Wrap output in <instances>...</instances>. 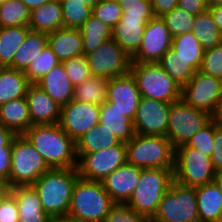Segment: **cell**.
<instances>
[{"mask_svg": "<svg viewBox=\"0 0 222 222\" xmlns=\"http://www.w3.org/2000/svg\"><path fill=\"white\" fill-rule=\"evenodd\" d=\"M216 175L211 156L199 149L181 145L175 149L174 180L197 187L212 182Z\"/></svg>", "mask_w": 222, "mask_h": 222, "instance_id": "9", "label": "cell"}, {"mask_svg": "<svg viewBox=\"0 0 222 222\" xmlns=\"http://www.w3.org/2000/svg\"><path fill=\"white\" fill-rule=\"evenodd\" d=\"M172 37L192 32L195 15L189 14L178 6L162 16Z\"/></svg>", "mask_w": 222, "mask_h": 222, "instance_id": "40", "label": "cell"}, {"mask_svg": "<svg viewBox=\"0 0 222 222\" xmlns=\"http://www.w3.org/2000/svg\"><path fill=\"white\" fill-rule=\"evenodd\" d=\"M200 222H222V193L214 181L195 187Z\"/></svg>", "mask_w": 222, "mask_h": 222, "instance_id": "24", "label": "cell"}, {"mask_svg": "<svg viewBox=\"0 0 222 222\" xmlns=\"http://www.w3.org/2000/svg\"><path fill=\"white\" fill-rule=\"evenodd\" d=\"M7 0H0V4H2L3 2H6Z\"/></svg>", "mask_w": 222, "mask_h": 222, "instance_id": "61", "label": "cell"}, {"mask_svg": "<svg viewBox=\"0 0 222 222\" xmlns=\"http://www.w3.org/2000/svg\"><path fill=\"white\" fill-rule=\"evenodd\" d=\"M126 148L128 164L142 169L175 167V148L166 136L135 133Z\"/></svg>", "mask_w": 222, "mask_h": 222, "instance_id": "5", "label": "cell"}, {"mask_svg": "<svg viewBox=\"0 0 222 222\" xmlns=\"http://www.w3.org/2000/svg\"><path fill=\"white\" fill-rule=\"evenodd\" d=\"M158 63L181 87L187 84L196 73V70L189 62L179 57L178 53L172 48L163 54Z\"/></svg>", "mask_w": 222, "mask_h": 222, "instance_id": "36", "label": "cell"}, {"mask_svg": "<svg viewBox=\"0 0 222 222\" xmlns=\"http://www.w3.org/2000/svg\"><path fill=\"white\" fill-rule=\"evenodd\" d=\"M50 168L31 142L23 135L12 141L10 187L32 185Z\"/></svg>", "mask_w": 222, "mask_h": 222, "instance_id": "7", "label": "cell"}, {"mask_svg": "<svg viewBox=\"0 0 222 222\" xmlns=\"http://www.w3.org/2000/svg\"><path fill=\"white\" fill-rule=\"evenodd\" d=\"M0 124L16 135L24 134L32 126L26 97L0 105Z\"/></svg>", "mask_w": 222, "mask_h": 222, "instance_id": "25", "label": "cell"}, {"mask_svg": "<svg viewBox=\"0 0 222 222\" xmlns=\"http://www.w3.org/2000/svg\"><path fill=\"white\" fill-rule=\"evenodd\" d=\"M178 7L195 16L208 9L206 0H179Z\"/></svg>", "mask_w": 222, "mask_h": 222, "instance_id": "50", "label": "cell"}, {"mask_svg": "<svg viewBox=\"0 0 222 222\" xmlns=\"http://www.w3.org/2000/svg\"><path fill=\"white\" fill-rule=\"evenodd\" d=\"M141 97L172 103L181 98L182 87L159 65V63L131 62Z\"/></svg>", "mask_w": 222, "mask_h": 222, "instance_id": "6", "label": "cell"}, {"mask_svg": "<svg viewBox=\"0 0 222 222\" xmlns=\"http://www.w3.org/2000/svg\"><path fill=\"white\" fill-rule=\"evenodd\" d=\"M12 147H0V181L9 184Z\"/></svg>", "mask_w": 222, "mask_h": 222, "instance_id": "49", "label": "cell"}, {"mask_svg": "<svg viewBox=\"0 0 222 222\" xmlns=\"http://www.w3.org/2000/svg\"><path fill=\"white\" fill-rule=\"evenodd\" d=\"M151 19H140L134 17H121L120 21L112 29L114 39L122 49L133 57L138 51L143 40L146 24Z\"/></svg>", "mask_w": 222, "mask_h": 222, "instance_id": "21", "label": "cell"}, {"mask_svg": "<svg viewBox=\"0 0 222 222\" xmlns=\"http://www.w3.org/2000/svg\"><path fill=\"white\" fill-rule=\"evenodd\" d=\"M32 125L56 124L61 117V105L38 85L31 84L26 94Z\"/></svg>", "mask_w": 222, "mask_h": 222, "instance_id": "19", "label": "cell"}, {"mask_svg": "<svg viewBox=\"0 0 222 222\" xmlns=\"http://www.w3.org/2000/svg\"><path fill=\"white\" fill-rule=\"evenodd\" d=\"M208 10L222 35V6H213L208 8Z\"/></svg>", "mask_w": 222, "mask_h": 222, "instance_id": "53", "label": "cell"}, {"mask_svg": "<svg viewBox=\"0 0 222 222\" xmlns=\"http://www.w3.org/2000/svg\"><path fill=\"white\" fill-rule=\"evenodd\" d=\"M29 30L28 26L0 28V67H9L12 64L14 54Z\"/></svg>", "mask_w": 222, "mask_h": 222, "instance_id": "31", "label": "cell"}, {"mask_svg": "<svg viewBox=\"0 0 222 222\" xmlns=\"http://www.w3.org/2000/svg\"><path fill=\"white\" fill-rule=\"evenodd\" d=\"M207 7L222 6V0H206Z\"/></svg>", "mask_w": 222, "mask_h": 222, "instance_id": "59", "label": "cell"}, {"mask_svg": "<svg viewBox=\"0 0 222 222\" xmlns=\"http://www.w3.org/2000/svg\"><path fill=\"white\" fill-rule=\"evenodd\" d=\"M211 160L216 171L222 169V126L214 120V142Z\"/></svg>", "mask_w": 222, "mask_h": 222, "instance_id": "48", "label": "cell"}, {"mask_svg": "<svg viewBox=\"0 0 222 222\" xmlns=\"http://www.w3.org/2000/svg\"><path fill=\"white\" fill-rule=\"evenodd\" d=\"M214 142V119L206 126L195 133L188 141L187 145L199 149L205 154L211 156Z\"/></svg>", "mask_w": 222, "mask_h": 222, "instance_id": "46", "label": "cell"}, {"mask_svg": "<svg viewBox=\"0 0 222 222\" xmlns=\"http://www.w3.org/2000/svg\"><path fill=\"white\" fill-rule=\"evenodd\" d=\"M171 103L141 97L133 119L136 134L166 136Z\"/></svg>", "mask_w": 222, "mask_h": 222, "instance_id": "16", "label": "cell"}, {"mask_svg": "<svg viewBox=\"0 0 222 222\" xmlns=\"http://www.w3.org/2000/svg\"><path fill=\"white\" fill-rule=\"evenodd\" d=\"M30 85L24 71L0 67V105L25 97Z\"/></svg>", "mask_w": 222, "mask_h": 222, "instance_id": "27", "label": "cell"}, {"mask_svg": "<svg viewBox=\"0 0 222 222\" xmlns=\"http://www.w3.org/2000/svg\"><path fill=\"white\" fill-rule=\"evenodd\" d=\"M79 177L75 168H53L43 173L33 184L43 210L51 218L67 217L72 191Z\"/></svg>", "mask_w": 222, "mask_h": 222, "instance_id": "2", "label": "cell"}, {"mask_svg": "<svg viewBox=\"0 0 222 222\" xmlns=\"http://www.w3.org/2000/svg\"><path fill=\"white\" fill-rule=\"evenodd\" d=\"M30 10L20 0H7L0 4V28L28 26Z\"/></svg>", "mask_w": 222, "mask_h": 222, "instance_id": "37", "label": "cell"}, {"mask_svg": "<svg viewBox=\"0 0 222 222\" xmlns=\"http://www.w3.org/2000/svg\"><path fill=\"white\" fill-rule=\"evenodd\" d=\"M77 157L79 177L102 181L118 167L127 163L126 143L120 142L94 153H77Z\"/></svg>", "mask_w": 222, "mask_h": 222, "instance_id": "11", "label": "cell"}, {"mask_svg": "<svg viewBox=\"0 0 222 222\" xmlns=\"http://www.w3.org/2000/svg\"><path fill=\"white\" fill-rule=\"evenodd\" d=\"M80 1H82V3H84L85 5H87L92 9L100 0H80Z\"/></svg>", "mask_w": 222, "mask_h": 222, "instance_id": "60", "label": "cell"}, {"mask_svg": "<svg viewBox=\"0 0 222 222\" xmlns=\"http://www.w3.org/2000/svg\"><path fill=\"white\" fill-rule=\"evenodd\" d=\"M140 98L137 82L131 72L108 80L106 102L132 121Z\"/></svg>", "mask_w": 222, "mask_h": 222, "instance_id": "17", "label": "cell"}, {"mask_svg": "<svg viewBox=\"0 0 222 222\" xmlns=\"http://www.w3.org/2000/svg\"><path fill=\"white\" fill-rule=\"evenodd\" d=\"M15 136L16 134L13 131L0 124V147H12V141Z\"/></svg>", "mask_w": 222, "mask_h": 222, "instance_id": "52", "label": "cell"}, {"mask_svg": "<svg viewBox=\"0 0 222 222\" xmlns=\"http://www.w3.org/2000/svg\"><path fill=\"white\" fill-rule=\"evenodd\" d=\"M142 168L124 164L114 170L101 183L115 203H127L137 187Z\"/></svg>", "mask_w": 222, "mask_h": 222, "instance_id": "18", "label": "cell"}, {"mask_svg": "<svg viewBox=\"0 0 222 222\" xmlns=\"http://www.w3.org/2000/svg\"><path fill=\"white\" fill-rule=\"evenodd\" d=\"M62 64L74 87L93 76L84 54L63 61Z\"/></svg>", "mask_w": 222, "mask_h": 222, "instance_id": "42", "label": "cell"}, {"mask_svg": "<svg viewBox=\"0 0 222 222\" xmlns=\"http://www.w3.org/2000/svg\"><path fill=\"white\" fill-rule=\"evenodd\" d=\"M193 25L192 33L204 51L212 49L222 42V35L208 9L195 16Z\"/></svg>", "mask_w": 222, "mask_h": 222, "instance_id": "32", "label": "cell"}, {"mask_svg": "<svg viewBox=\"0 0 222 222\" xmlns=\"http://www.w3.org/2000/svg\"><path fill=\"white\" fill-rule=\"evenodd\" d=\"M151 222H200L195 187L174 180Z\"/></svg>", "mask_w": 222, "mask_h": 222, "instance_id": "8", "label": "cell"}, {"mask_svg": "<svg viewBox=\"0 0 222 222\" xmlns=\"http://www.w3.org/2000/svg\"><path fill=\"white\" fill-rule=\"evenodd\" d=\"M212 119L208 113L187 105L180 98L170 104L166 137L176 149L187 144Z\"/></svg>", "mask_w": 222, "mask_h": 222, "instance_id": "10", "label": "cell"}, {"mask_svg": "<svg viewBox=\"0 0 222 222\" xmlns=\"http://www.w3.org/2000/svg\"><path fill=\"white\" fill-rule=\"evenodd\" d=\"M172 35L162 17L154 16L147 24L143 40L131 62L158 63L172 47Z\"/></svg>", "mask_w": 222, "mask_h": 222, "instance_id": "14", "label": "cell"}, {"mask_svg": "<svg viewBox=\"0 0 222 222\" xmlns=\"http://www.w3.org/2000/svg\"><path fill=\"white\" fill-rule=\"evenodd\" d=\"M11 187L8 183L0 181V203L6 198L10 193Z\"/></svg>", "mask_w": 222, "mask_h": 222, "instance_id": "55", "label": "cell"}, {"mask_svg": "<svg viewBox=\"0 0 222 222\" xmlns=\"http://www.w3.org/2000/svg\"><path fill=\"white\" fill-rule=\"evenodd\" d=\"M100 106L71 100L61 106L60 127L76 142L99 124Z\"/></svg>", "mask_w": 222, "mask_h": 222, "instance_id": "15", "label": "cell"}, {"mask_svg": "<svg viewBox=\"0 0 222 222\" xmlns=\"http://www.w3.org/2000/svg\"><path fill=\"white\" fill-rule=\"evenodd\" d=\"M121 141L102 124H98L76 141V153H94L118 145Z\"/></svg>", "mask_w": 222, "mask_h": 222, "instance_id": "30", "label": "cell"}, {"mask_svg": "<svg viewBox=\"0 0 222 222\" xmlns=\"http://www.w3.org/2000/svg\"><path fill=\"white\" fill-rule=\"evenodd\" d=\"M99 117V124L113 132L121 142L127 143L134 137L133 121L112 108L107 102L100 106Z\"/></svg>", "mask_w": 222, "mask_h": 222, "instance_id": "29", "label": "cell"}, {"mask_svg": "<svg viewBox=\"0 0 222 222\" xmlns=\"http://www.w3.org/2000/svg\"><path fill=\"white\" fill-rule=\"evenodd\" d=\"M23 4L27 6V8L31 11L35 8H38L51 0H20Z\"/></svg>", "mask_w": 222, "mask_h": 222, "instance_id": "54", "label": "cell"}, {"mask_svg": "<svg viewBox=\"0 0 222 222\" xmlns=\"http://www.w3.org/2000/svg\"><path fill=\"white\" fill-rule=\"evenodd\" d=\"M10 193L14 196L19 222H50L51 217L43 210L38 193L32 185L12 187Z\"/></svg>", "mask_w": 222, "mask_h": 222, "instance_id": "20", "label": "cell"}, {"mask_svg": "<svg viewBox=\"0 0 222 222\" xmlns=\"http://www.w3.org/2000/svg\"><path fill=\"white\" fill-rule=\"evenodd\" d=\"M30 30L51 33L63 28L62 5L59 0H51L30 11Z\"/></svg>", "mask_w": 222, "mask_h": 222, "instance_id": "26", "label": "cell"}, {"mask_svg": "<svg viewBox=\"0 0 222 222\" xmlns=\"http://www.w3.org/2000/svg\"><path fill=\"white\" fill-rule=\"evenodd\" d=\"M36 85L61 106L73 99L74 86L68 78L62 63L53 67Z\"/></svg>", "mask_w": 222, "mask_h": 222, "instance_id": "23", "label": "cell"}, {"mask_svg": "<svg viewBox=\"0 0 222 222\" xmlns=\"http://www.w3.org/2000/svg\"><path fill=\"white\" fill-rule=\"evenodd\" d=\"M103 222H151V220L137 214L127 203H115Z\"/></svg>", "mask_w": 222, "mask_h": 222, "instance_id": "45", "label": "cell"}, {"mask_svg": "<svg viewBox=\"0 0 222 222\" xmlns=\"http://www.w3.org/2000/svg\"><path fill=\"white\" fill-rule=\"evenodd\" d=\"M213 181L216 183L217 187L219 188L220 192L222 193V169L216 171V175H215Z\"/></svg>", "mask_w": 222, "mask_h": 222, "instance_id": "57", "label": "cell"}, {"mask_svg": "<svg viewBox=\"0 0 222 222\" xmlns=\"http://www.w3.org/2000/svg\"><path fill=\"white\" fill-rule=\"evenodd\" d=\"M171 48L196 71L200 70L204 50L192 32L173 37Z\"/></svg>", "mask_w": 222, "mask_h": 222, "instance_id": "34", "label": "cell"}, {"mask_svg": "<svg viewBox=\"0 0 222 222\" xmlns=\"http://www.w3.org/2000/svg\"><path fill=\"white\" fill-rule=\"evenodd\" d=\"M0 222H19L18 207L11 193L0 203Z\"/></svg>", "mask_w": 222, "mask_h": 222, "instance_id": "47", "label": "cell"}, {"mask_svg": "<svg viewBox=\"0 0 222 222\" xmlns=\"http://www.w3.org/2000/svg\"><path fill=\"white\" fill-rule=\"evenodd\" d=\"M86 59L92 75L96 77L109 80L130 72L131 57L112 38L87 54Z\"/></svg>", "mask_w": 222, "mask_h": 222, "instance_id": "13", "label": "cell"}, {"mask_svg": "<svg viewBox=\"0 0 222 222\" xmlns=\"http://www.w3.org/2000/svg\"><path fill=\"white\" fill-rule=\"evenodd\" d=\"M213 119H214L219 125L222 126V97H221V100H220V104H219L218 110H217L215 116L213 117Z\"/></svg>", "mask_w": 222, "mask_h": 222, "instance_id": "56", "label": "cell"}, {"mask_svg": "<svg viewBox=\"0 0 222 222\" xmlns=\"http://www.w3.org/2000/svg\"><path fill=\"white\" fill-rule=\"evenodd\" d=\"M46 46L47 33L29 30L24 42L16 50L9 68L25 71Z\"/></svg>", "mask_w": 222, "mask_h": 222, "instance_id": "28", "label": "cell"}, {"mask_svg": "<svg viewBox=\"0 0 222 222\" xmlns=\"http://www.w3.org/2000/svg\"><path fill=\"white\" fill-rule=\"evenodd\" d=\"M199 71L219 80L222 79V42L212 49L204 51Z\"/></svg>", "mask_w": 222, "mask_h": 222, "instance_id": "43", "label": "cell"}, {"mask_svg": "<svg viewBox=\"0 0 222 222\" xmlns=\"http://www.w3.org/2000/svg\"><path fill=\"white\" fill-rule=\"evenodd\" d=\"M114 204L101 181L78 177L67 217L79 222H103Z\"/></svg>", "mask_w": 222, "mask_h": 222, "instance_id": "3", "label": "cell"}, {"mask_svg": "<svg viewBox=\"0 0 222 222\" xmlns=\"http://www.w3.org/2000/svg\"><path fill=\"white\" fill-rule=\"evenodd\" d=\"M63 28L80 29L90 18L92 9L80 0H60Z\"/></svg>", "mask_w": 222, "mask_h": 222, "instance_id": "38", "label": "cell"}, {"mask_svg": "<svg viewBox=\"0 0 222 222\" xmlns=\"http://www.w3.org/2000/svg\"><path fill=\"white\" fill-rule=\"evenodd\" d=\"M173 181L174 168L142 169L139 183L127 204L137 214L152 220Z\"/></svg>", "mask_w": 222, "mask_h": 222, "instance_id": "4", "label": "cell"}, {"mask_svg": "<svg viewBox=\"0 0 222 222\" xmlns=\"http://www.w3.org/2000/svg\"><path fill=\"white\" fill-rule=\"evenodd\" d=\"M61 62L47 45L38 56L32 60L28 68L24 71L31 84H36L44 77L53 67Z\"/></svg>", "mask_w": 222, "mask_h": 222, "instance_id": "39", "label": "cell"}, {"mask_svg": "<svg viewBox=\"0 0 222 222\" xmlns=\"http://www.w3.org/2000/svg\"><path fill=\"white\" fill-rule=\"evenodd\" d=\"M79 30L83 37L85 56L94 52L102 43L112 38V28L92 14Z\"/></svg>", "mask_w": 222, "mask_h": 222, "instance_id": "33", "label": "cell"}, {"mask_svg": "<svg viewBox=\"0 0 222 222\" xmlns=\"http://www.w3.org/2000/svg\"><path fill=\"white\" fill-rule=\"evenodd\" d=\"M107 78L92 76L74 87L73 100L101 106L107 100Z\"/></svg>", "mask_w": 222, "mask_h": 222, "instance_id": "35", "label": "cell"}, {"mask_svg": "<svg viewBox=\"0 0 222 222\" xmlns=\"http://www.w3.org/2000/svg\"><path fill=\"white\" fill-rule=\"evenodd\" d=\"M23 135L40 153L50 169L77 167L76 142L59 123L32 125Z\"/></svg>", "mask_w": 222, "mask_h": 222, "instance_id": "1", "label": "cell"}, {"mask_svg": "<svg viewBox=\"0 0 222 222\" xmlns=\"http://www.w3.org/2000/svg\"><path fill=\"white\" fill-rule=\"evenodd\" d=\"M122 13L118 0H100L92 8V15L112 29L120 21Z\"/></svg>", "mask_w": 222, "mask_h": 222, "instance_id": "41", "label": "cell"}, {"mask_svg": "<svg viewBox=\"0 0 222 222\" xmlns=\"http://www.w3.org/2000/svg\"><path fill=\"white\" fill-rule=\"evenodd\" d=\"M222 97V82L213 76L196 71L182 87L181 99L189 106L215 116Z\"/></svg>", "mask_w": 222, "mask_h": 222, "instance_id": "12", "label": "cell"}, {"mask_svg": "<svg viewBox=\"0 0 222 222\" xmlns=\"http://www.w3.org/2000/svg\"><path fill=\"white\" fill-rule=\"evenodd\" d=\"M152 10L156 17H162L178 6L179 0H151Z\"/></svg>", "mask_w": 222, "mask_h": 222, "instance_id": "51", "label": "cell"}, {"mask_svg": "<svg viewBox=\"0 0 222 222\" xmlns=\"http://www.w3.org/2000/svg\"><path fill=\"white\" fill-rule=\"evenodd\" d=\"M122 8L121 17L152 19L155 15L151 0H118Z\"/></svg>", "mask_w": 222, "mask_h": 222, "instance_id": "44", "label": "cell"}, {"mask_svg": "<svg viewBox=\"0 0 222 222\" xmlns=\"http://www.w3.org/2000/svg\"><path fill=\"white\" fill-rule=\"evenodd\" d=\"M47 45L62 63L83 55V37L79 29L61 28L47 34Z\"/></svg>", "mask_w": 222, "mask_h": 222, "instance_id": "22", "label": "cell"}, {"mask_svg": "<svg viewBox=\"0 0 222 222\" xmlns=\"http://www.w3.org/2000/svg\"><path fill=\"white\" fill-rule=\"evenodd\" d=\"M50 222H79L68 217L52 218Z\"/></svg>", "mask_w": 222, "mask_h": 222, "instance_id": "58", "label": "cell"}]
</instances>
